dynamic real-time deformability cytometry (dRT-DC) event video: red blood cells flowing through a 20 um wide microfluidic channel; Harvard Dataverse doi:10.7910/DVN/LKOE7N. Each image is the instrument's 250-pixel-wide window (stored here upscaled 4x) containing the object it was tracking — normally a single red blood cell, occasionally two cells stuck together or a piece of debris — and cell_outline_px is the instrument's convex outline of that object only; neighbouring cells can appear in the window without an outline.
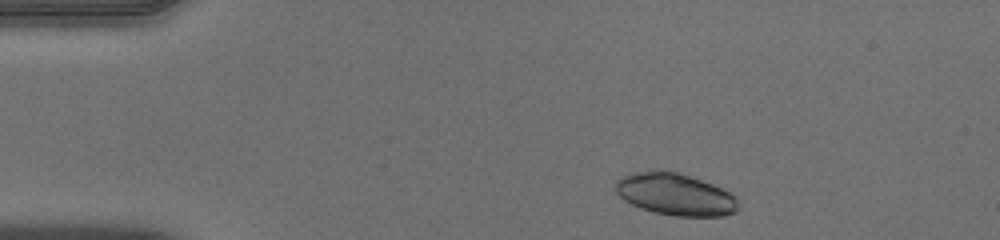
{"species": "human", "species_latin": "Homo sapiens", "temperature_condition": "warm", "stored_images_in_passage": 45, "camera_frame_rate_fps": 3000, "um_per_image_px": 0.085, "donor": {"sex": "male"}, "frame": {"image": 1, "passage_image": 2, "time_ms": 0.333, "image_size_px": [1000, 240], "cell_outline_px": [[740, 208], [736, 212], [724, 216], [676, 216], [656, 212], [640, 208], [624, 200], [612, 188], [612, 184], [620, 176], [632, 172], [660, 168], [676, 172], [712, 184], [736, 196]], "centroid_in_image_um": [57.34, 16.5], "position_along_channel_um": 27.7, "area_um2": 30.52}}
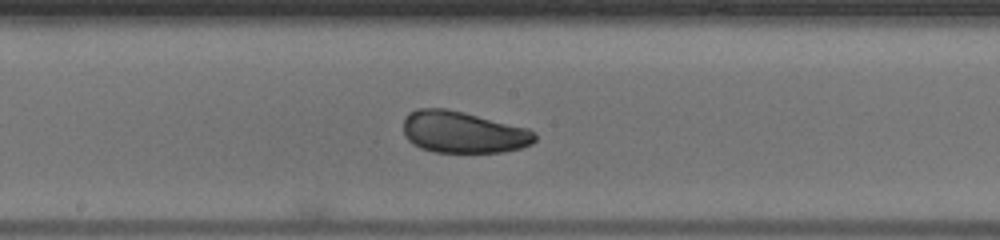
{"frame": {"image": 2, "passage_image": 21, "time_ms": 6.667, "image_size_px": [1000, 240], "cell_outline_px": [[536, 140], [532, 144], [520, 148], [504, 152], [436, 152], [420, 148], [412, 144], [404, 136], [404, 116], [408, 112], [416, 108], [448, 108], [528, 128], [536, 132]], "centroid_in_image_um": [39.35, 11.22], "position_along_channel_um": 208.8, "area_um2": 32.31}}
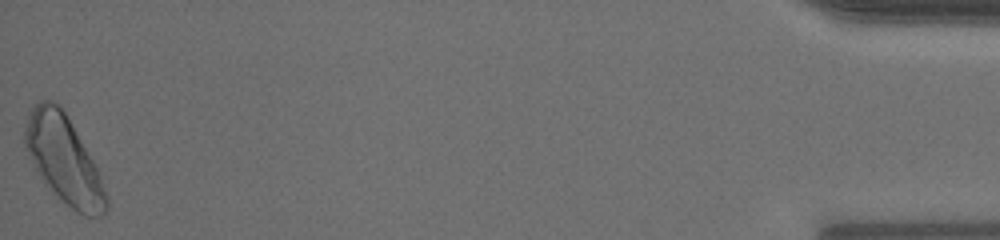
{"frame": {"image": 3, "passage_image": 45, "time_ms": 14.667, "image_size_px": [1000, 240], "cell_outline_px": [[108, 208], [100, 216], [84, 216], [76, 212], [60, 200], [44, 184], [36, 172], [24, 144], [24, 128], [28, 112], [40, 100], [52, 100], [60, 104], [100, 172], [108, 196]], "centroid_in_image_um": [5.42, 13.59], "position_along_channel_um": 429.8, "area_um2": 41.85}, "authors_computed_cell_mechanics": {"area_um2": 32.3102, "velocity_mm_per_s": 3.9551, "shape_relaxation_time_tau1_ms": 2.3281, "shape_relaxation_time_tau2_ms": 1.0549, "deformation_change_tau1": 0.0764, "deformation_change_tau2": 0.0627}}